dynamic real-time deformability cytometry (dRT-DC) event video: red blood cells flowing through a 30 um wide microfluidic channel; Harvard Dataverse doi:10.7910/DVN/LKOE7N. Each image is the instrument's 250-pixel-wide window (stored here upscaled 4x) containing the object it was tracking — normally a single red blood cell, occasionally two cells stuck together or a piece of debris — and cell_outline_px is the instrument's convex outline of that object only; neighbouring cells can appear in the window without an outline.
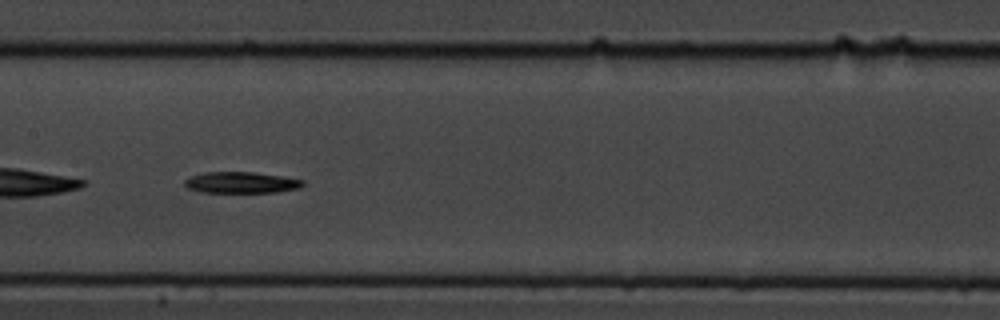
{"species": "common noctule bat (a hibernating species)", "species_latin": "Nyctalus noctula", "temperature_condition": "cold", "stored_images_in_passage": 60, "segment_of_instrument_passage": [2, 3], "camera_frame_rate_fps": 3000, "um_per_image_px": 0.085, "animal": {"sex": "male", "body_mass_g": 19.5, "forearm_length_mm": 54.6}, "frame": {"image": 1, "passage_image": 30, "time_ms": 9.667, "image_size_px": [1000, 320], "cell_outline_px": [[304, 184], [300, 188], [276, 192], [200, 192], [188, 188], [184, 184], [184, 180], [192, 176], [204, 172], [252, 172], [284, 176], [304, 180]], "centroid_in_image_um": [20.52, 15.51], "position_along_channel_um": 186.9, "area_um2": 14.62}}
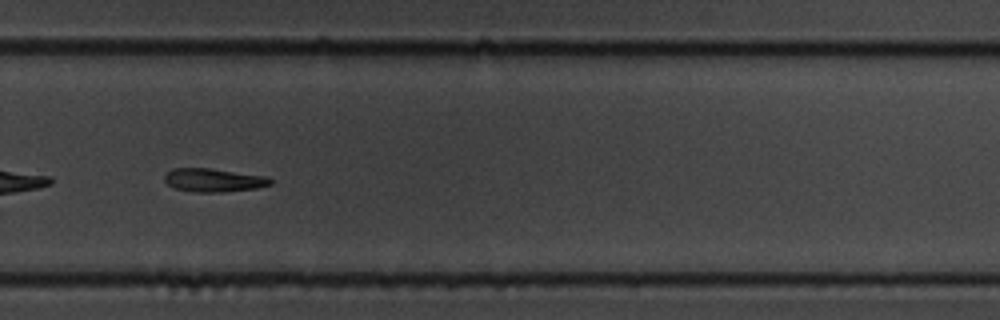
{"frame": {"image": 2, "passage_image": 41, "time_ms": 13.333, "image_size_px": [1000, 320], "cell_outline_px": [[272, 184], [256, 188], [220, 192], [196, 192], [176, 188], [168, 184], [164, 180], [164, 176], [172, 168], [212, 168], [268, 176], [272, 180]], "centroid_in_image_um": [18.19, 15.3], "position_along_channel_um": 311.6, "area_um2": 14.45}}
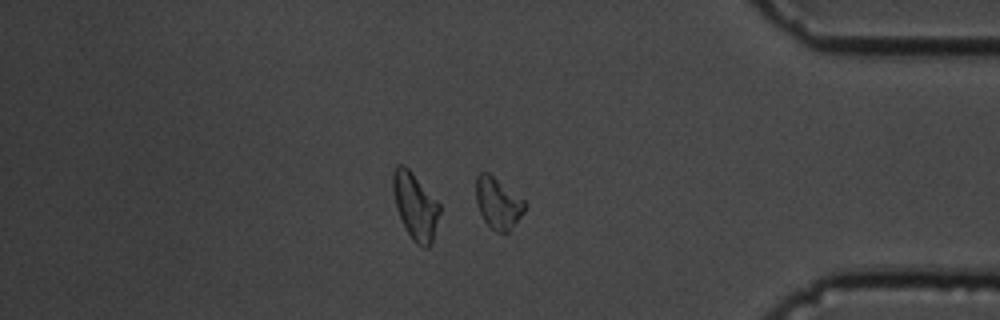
{"frame": {"image": 3, "passage_image": 50, "time_ms": 16.333, "image_size_px": [1000, 320], "cell_outline_px": [[528, 204], [524, 212], [508, 232], [496, 232], [484, 220], [480, 212], [476, 200], [476, 176], [480, 172], [488, 172], [524, 200]], "centroid_in_image_um": [42.33, 17.25], "position_along_channel_um": 392.9, "area_um2": 14.39}}